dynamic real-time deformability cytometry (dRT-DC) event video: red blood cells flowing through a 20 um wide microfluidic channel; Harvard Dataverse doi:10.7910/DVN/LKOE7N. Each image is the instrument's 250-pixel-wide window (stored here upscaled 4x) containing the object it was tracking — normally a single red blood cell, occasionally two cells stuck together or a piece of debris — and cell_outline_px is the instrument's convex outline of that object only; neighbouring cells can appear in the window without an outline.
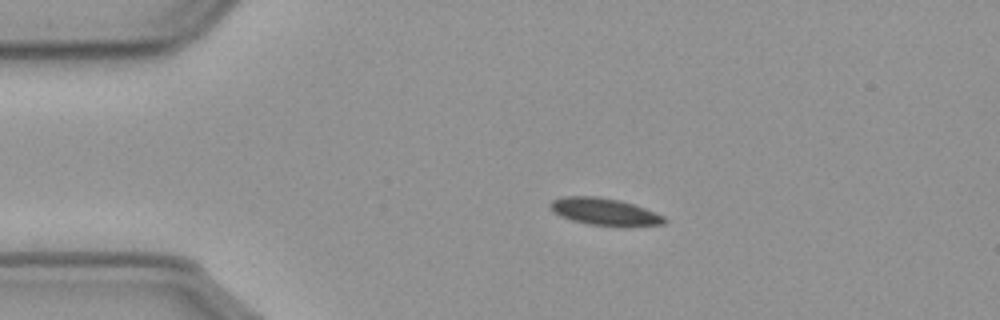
{"species": "common noctule bat (a hibernating species)", "species_latin": "Nyctalus noctula", "temperature_condition": "cold", "stored_images_in_passage": 47, "camera_frame_rate_fps": 3000, "um_per_image_px": 0.085, "animal": {"sex": "male", "body_mass_g": 23.1, "forearm_length_mm": 52.7}, "frame": {"image": 1, "passage_image": 1, "time_ms": 0.0, "image_size_px": [1000, 320], "cell_outline_px": [[668, 220], [664, 224], [624, 228], [588, 224], [572, 220], [560, 216], [548, 204], [552, 200], [564, 196], [596, 196], [620, 200], [644, 208], [664, 216]], "centroid_in_image_um": [51.44, 18.02], "position_along_channel_um": 33.6, "area_um2": 18.32}}
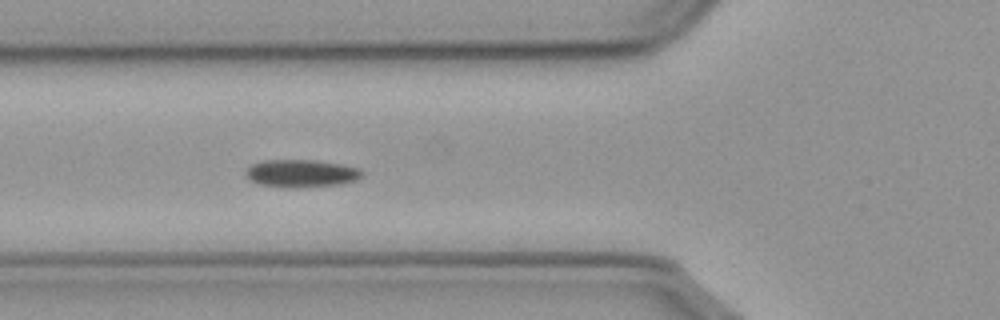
{"frame": {"image": 2, "passage_image": 10, "time_ms": 3.0, "image_size_px": [1000, 320], "cell_outline_px": [[364, 176], [356, 180], [340, 184], [296, 188], [288, 188], [260, 184], [248, 180], [244, 176], [244, 172], [252, 164], [264, 160], [316, 160], [340, 164], [356, 168], [364, 172]], "centroid_in_image_um": [25.58, 14.74], "position_along_channel_um": 100.2, "area_um2": 18.9}}
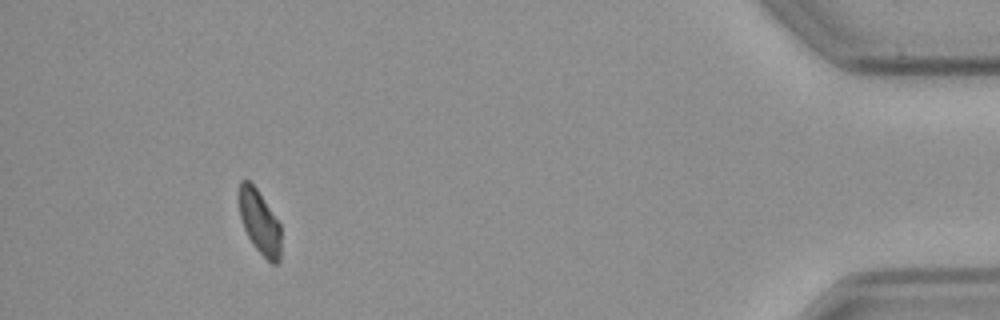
{"frame": {"image": 3, "passage_image": 42, "time_ms": 13.667, "image_size_px": [1000, 320], "cell_outline_px": [[280, 260], [276, 264], [272, 264], [256, 248], [248, 236], [244, 228], [240, 216], [240, 180], [248, 180], [256, 188], [280, 224]], "centroid_in_image_um": [22.08, 18.9], "position_along_channel_um": 413.1, "area_um2": 15.14}}